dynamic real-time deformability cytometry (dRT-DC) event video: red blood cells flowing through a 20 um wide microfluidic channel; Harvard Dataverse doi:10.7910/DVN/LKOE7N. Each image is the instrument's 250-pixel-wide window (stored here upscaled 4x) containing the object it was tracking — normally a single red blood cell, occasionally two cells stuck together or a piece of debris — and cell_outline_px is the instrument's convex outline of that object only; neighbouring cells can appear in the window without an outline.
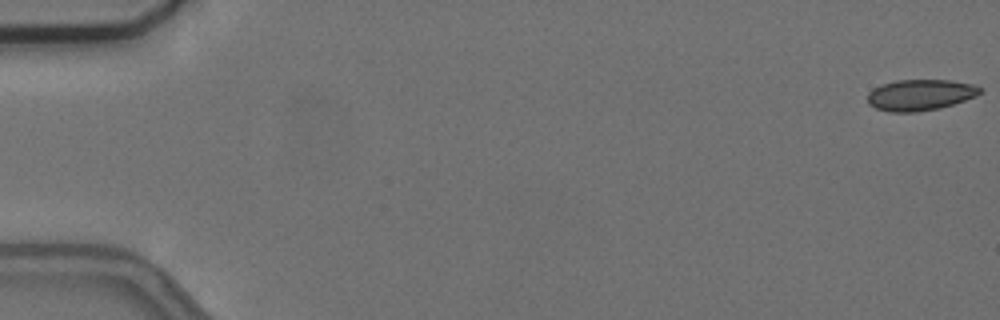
{"species": "common noctule bat (a hibernating species)", "species_latin": "Nyctalus noctula", "temperature_condition": "cold", "stored_images_in_passage": 10, "camera_frame_rate_fps": 3000, "um_per_image_px": 0.085, "animal": {"sex": "female", "body_mass_g": 24.6, "forearm_length_mm": 56.2}, "frame": {"image": 1, "passage_image": 1, "time_ms": 0.0, "image_size_px": [1000, 320], "cell_outline_px": [[980, 92], [976, 96], [940, 108], [916, 112], [888, 112], [876, 108], [868, 104], [868, 92], [872, 88], [896, 80], [952, 80], [972, 84], [980, 88]], "centroid_in_image_um": [78.18, 8.07], "position_along_channel_um": 6.8, "area_um2": 20.29}}
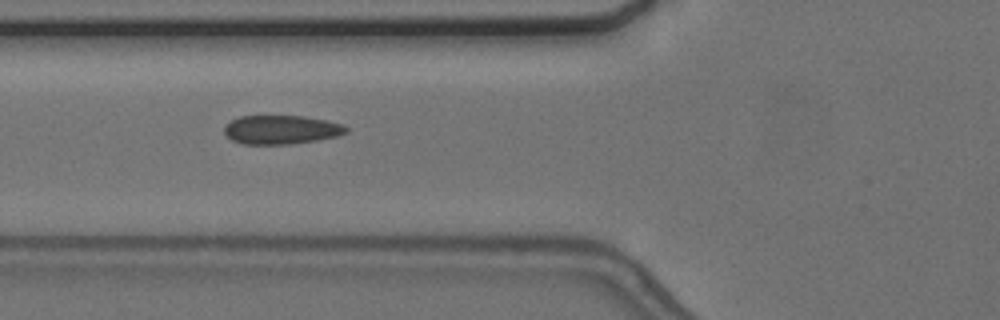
{"frame": {"image": 2, "passage_image": 7, "time_ms": 7.0, "image_size_px": [1000, 320], "cell_outline_px": [[348, 132], [336, 136], [316, 140], [288, 144], [244, 144], [232, 140], [224, 132], [224, 124], [240, 116], [304, 116], [344, 124], [348, 128]], "centroid_in_image_um": [23.89, 11.02], "position_along_channel_um": 101.9, "area_um2": 20.4}}
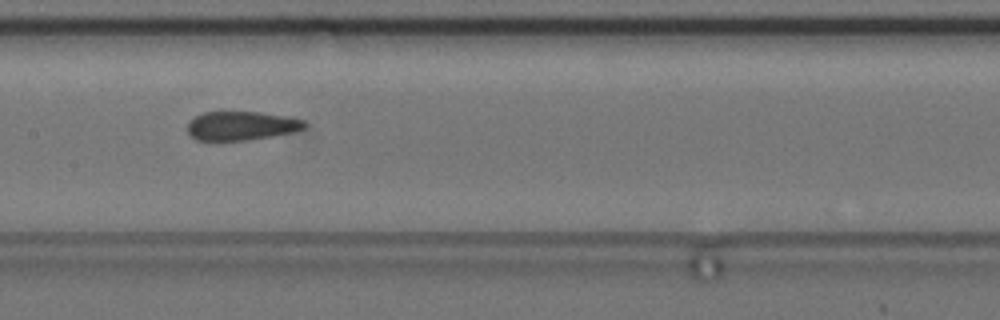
{"frame": {"image": 3, "passage_image": 9, "time_ms": 9.333, "image_size_px": [1000, 320], "cell_outline_px": [[308, 128], [292, 132], [272, 136], [244, 140], [196, 140], [188, 132], [188, 120], [204, 112], [260, 112], [292, 116], [304, 120], [308, 124]], "centroid_in_image_um": [20.58, 10.68], "position_along_channel_um": 186.8, "area_um2": 19.88}}